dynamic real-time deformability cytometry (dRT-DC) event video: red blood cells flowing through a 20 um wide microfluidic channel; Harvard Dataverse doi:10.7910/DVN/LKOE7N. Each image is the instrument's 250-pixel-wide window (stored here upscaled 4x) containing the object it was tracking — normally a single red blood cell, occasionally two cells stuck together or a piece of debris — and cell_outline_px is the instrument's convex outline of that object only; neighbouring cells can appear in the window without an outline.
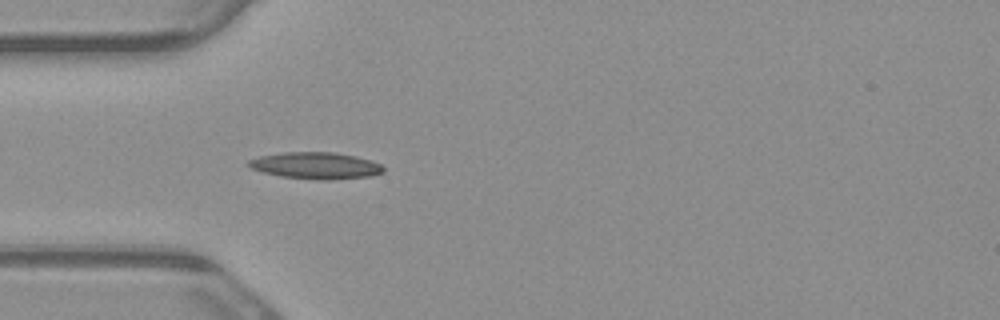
{"species": "common noctule bat (a hibernating species)", "species_latin": "Nyctalus noctula", "temperature_condition": "warm", "stored_images_in_passage": 5, "camera_frame_rate_fps": 3000, "um_per_image_px": 0.085, "animal": {"sex": "male", "body_mass_g": 23.1, "forearm_length_mm": 52.7}, "frame": {"image": 1, "passage_image": 5, "time_ms": 1.333, "image_size_px": [1000, 320], "cell_outline_px": [[384, 172], [372, 176], [328, 180], [324, 180], [280, 176], [264, 172], [252, 168], [248, 164], [248, 160], [260, 156], [284, 152], [332, 152], [356, 156], [372, 160], [380, 164], [384, 168]], "centroid_in_image_um": [26.88, 14.07], "position_along_channel_um": 58.1, "area_um2": 20.87}}